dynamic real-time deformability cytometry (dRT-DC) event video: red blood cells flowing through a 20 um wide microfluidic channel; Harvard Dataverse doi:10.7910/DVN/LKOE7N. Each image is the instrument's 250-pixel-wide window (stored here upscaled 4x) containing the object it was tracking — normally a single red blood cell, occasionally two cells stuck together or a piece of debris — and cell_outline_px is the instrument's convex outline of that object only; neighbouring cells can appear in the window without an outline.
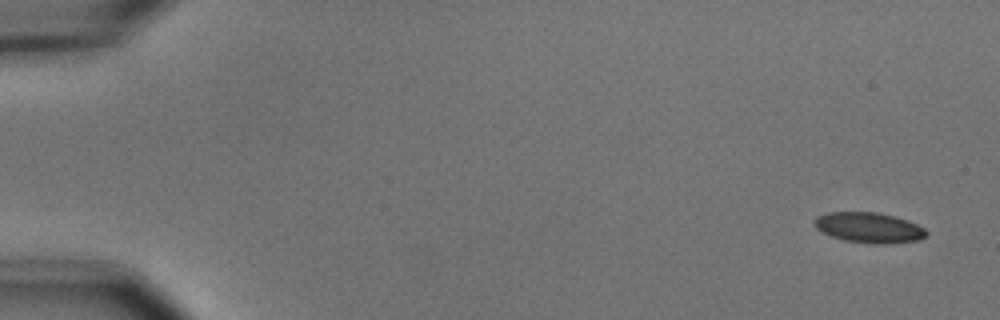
{"species": "common noctule bat (a hibernating species)", "species_latin": "Nyctalus noctula", "temperature_condition": "cold", "stored_images_in_passage": 5, "camera_frame_rate_fps": 3000, "um_per_image_px": 0.085, "animal": {"sex": "male", "body_mass_g": 15.6}, "frame": {"image": 1, "passage_image": 1, "time_ms": 0.0, "image_size_px": [1000, 320], "cell_outline_px": [[928, 236], [920, 240], [884, 244], [876, 244], [844, 240], [832, 236], [816, 228], [812, 220], [816, 216], [828, 212], [876, 212], [896, 216], [908, 220], [924, 228], [928, 232]], "centroid_in_image_um": [73.88, 19.34], "position_along_channel_um": 11.1, "area_um2": 19.94}}
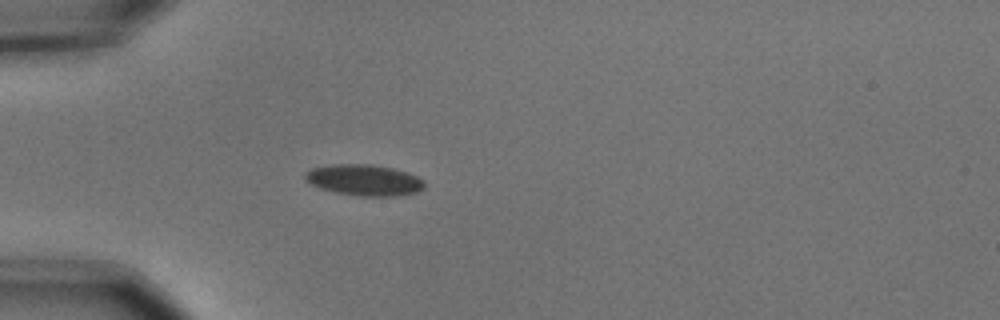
{"frame": {"image": 2, "passage_image": 5, "time_ms": 1.333, "image_size_px": [1000, 320], "cell_outline_px": [[424, 188], [416, 192], [396, 196], [360, 196], [336, 192], [320, 188], [312, 184], [304, 176], [304, 172], [312, 168], [332, 164], [372, 164], [392, 168], [408, 172], [424, 180]], "centroid_in_image_um": [30.97, 15.3], "position_along_channel_um": 54.0, "area_um2": 21.56}}